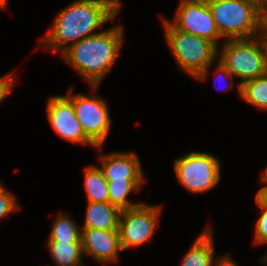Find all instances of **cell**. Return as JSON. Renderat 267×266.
Masks as SVG:
<instances>
[{
    "label": "cell",
    "instance_id": "obj_1",
    "mask_svg": "<svg viewBox=\"0 0 267 266\" xmlns=\"http://www.w3.org/2000/svg\"><path fill=\"white\" fill-rule=\"evenodd\" d=\"M122 6L121 0H73L54 15L39 46L60 55L71 44L101 32L106 23L118 18Z\"/></svg>",
    "mask_w": 267,
    "mask_h": 266
},
{
    "label": "cell",
    "instance_id": "obj_2",
    "mask_svg": "<svg viewBox=\"0 0 267 266\" xmlns=\"http://www.w3.org/2000/svg\"><path fill=\"white\" fill-rule=\"evenodd\" d=\"M124 26H110L101 32L71 44L61 54L89 85H100L111 71L124 44Z\"/></svg>",
    "mask_w": 267,
    "mask_h": 266
},
{
    "label": "cell",
    "instance_id": "obj_3",
    "mask_svg": "<svg viewBox=\"0 0 267 266\" xmlns=\"http://www.w3.org/2000/svg\"><path fill=\"white\" fill-rule=\"evenodd\" d=\"M164 37L180 70L196 81H206L218 57V48L209 40L176 29L161 15Z\"/></svg>",
    "mask_w": 267,
    "mask_h": 266
},
{
    "label": "cell",
    "instance_id": "obj_4",
    "mask_svg": "<svg viewBox=\"0 0 267 266\" xmlns=\"http://www.w3.org/2000/svg\"><path fill=\"white\" fill-rule=\"evenodd\" d=\"M217 60L239 79L236 85L241 96V85L245 81L267 73V39L259 35L253 38L225 40L218 47Z\"/></svg>",
    "mask_w": 267,
    "mask_h": 266
},
{
    "label": "cell",
    "instance_id": "obj_5",
    "mask_svg": "<svg viewBox=\"0 0 267 266\" xmlns=\"http://www.w3.org/2000/svg\"><path fill=\"white\" fill-rule=\"evenodd\" d=\"M207 3L224 40L261 35L262 15L257 5L243 0H207Z\"/></svg>",
    "mask_w": 267,
    "mask_h": 266
},
{
    "label": "cell",
    "instance_id": "obj_6",
    "mask_svg": "<svg viewBox=\"0 0 267 266\" xmlns=\"http://www.w3.org/2000/svg\"><path fill=\"white\" fill-rule=\"evenodd\" d=\"M221 159L213 153L192 151L175 158L174 175L191 194H202L216 188L222 179Z\"/></svg>",
    "mask_w": 267,
    "mask_h": 266
},
{
    "label": "cell",
    "instance_id": "obj_7",
    "mask_svg": "<svg viewBox=\"0 0 267 266\" xmlns=\"http://www.w3.org/2000/svg\"><path fill=\"white\" fill-rule=\"evenodd\" d=\"M100 85H89L87 94L74 93L70 86L66 96L72 101L75 115L85 135L96 145L105 146L112 126L110 109L106 98L97 92Z\"/></svg>",
    "mask_w": 267,
    "mask_h": 266
},
{
    "label": "cell",
    "instance_id": "obj_8",
    "mask_svg": "<svg viewBox=\"0 0 267 266\" xmlns=\"http://www.w3.org/2000/svg\"><path fill=\"white\" fill-rule=\"evenodd\" d=\"M162 210L161 205L143 202L139 206L121 211L118 231L123 252L152 241L160 225Z\"/></svg>",
    "mask_w": 267,
    "mask_h": 266
},
{
    "label": "cell",
    "instance_id": "obj_9",
    "mask_svg": "<svg viewBox=\"0 0 267 266\" xmlns=\"http://www.w3.org/2000/svg\"><path fill=\"white\" fill-rule=\"evenodd\" d=\"M179 3L174 20H168L176 29L207 39L217 48L225 41L219 34L207 1L180 0Z\"/></svg>",
    "mask_w": 267,
    "mask_h": 266
},
{
    "label": "cell",
    "instance_id": "obj_10",
    "mask_svg": "<svg viewBox=\"0 0 267 266\" xmlns=\"http://www.w3.org/2000/svg\"><path fill=\"white\" fill-rule=\"evenodd\" d=\"M46 115L51 128L66 141L90 146L101 153L104 146H96L84 133L78 121L72 101L65 95H53L47 100Z\"/></svg>",
    "mask_w": 267,
    "mask_h": 266
},
{
    "label": "cell",
    "instance_id": "obj_11",
    "mask_svg": "<svg viewBox=\"0 0 267 266\" xmlns=\"http://www.w3.org/2000/svg\"><path fill=\"white\" fill-rule=\"evenodd\" d=\"M81 240L84 256L92 257L103 266L119 261L123 250L118 230L82 228Z\"/></svg>",
    "mask_w": 267,
    "mask_h": 266
},
{
    "label": "cell",
    "instance_id": "obj_12",
    "mask_svg": "<svg viewBox=\"0 0 267 266\" xmlns=\"http://www.w3.org/2000/svg\"><path fill=\"white\" fill-rule=\"evenodd\" d=\"M102 154V155H101ZM99 153L100 165L107 181H125V179H145L141 160L135 152L113 151Z\"/></svg>",
    "mask_w": 267,
    "mask_h": 266
},
{
    "label": "cell",
    "instance_id": "obj_13",
    "mask_svg": "<svg viewBox=\"0 0 267 266\" xmlns=\"http://www.w3.org/2000/svg\"><path fill=\"white\" fill-rule=\"evenodd\" d=\"M182 257L181 266H218L228 254L217 255L213 227L207 224Z\"/></svg>",
    "mask_w": 267,
    "mask_h": 266
},
{
    "label": "cell",
    "instance_id": "obj_14",
    "mask_svg": "<svg viewBox=\"0 0 267 266\" xmlns=\"http://www.w3.org/2000/svg\"><path fill=\"white\" fill-rule=\"evenodd\" d=\"M121 210L110 203L87 201L84 223L81 228L118 230Z\"/></svg>",
    "mask_w": 267,
    "mask_h": 266
},
{
    "label": "cell",
    "instance_id": "obj_15",
    "mask_svg": "<svg viewBox=\"0 0 267 266\" xmlns=\"http://www.w3.org/2000/svg\"><path fill=\"white\" fill-rule=\"evenodd\" d=\"M146 179H125V181H108L109 203L118 207L121 211L134 208L143 201L133 202L130 194H138L142 190ZM129 195V196H128Z\"/></svg>",
    "mask_w": 267,
    "mask_h": 266
},
{
    "label": "cell",
    "instance_id": "obj_16",
    "mask_svg": "<svg viewBox=\"0 0 267 266\" xmlns=\"http://www.w3.org/2000/svg\"><path fill=\"white\" fill-rule=\"evenodd\" d=\"M54 266H85L82 243L46 241Z\"/></svg>",
    "mask_w": 267,
    "mask_h": 266
},
{
    "label": "cell",
    "instance_id": "obj_17",
    "mask_svg": "<svg viewBox=\"0 0 267 266\" xmlns=\"http://www.w3.org/2000/svg\"><path fill=\"white\" fill-rule=\"evenodd\" d=\"M84 188L87 201L94 203H109L108 181L102 169L94 164L84 169Z\"/></svg>",
    "mask_w": 267,
    "mask_h": 266
},
{
    "label": "cell",
    "instance_id": "obj_18",
    "mask_svg": "<svg viewBox=\"0 0 267 266\" xmlns=\"http://www.w3.org/2000/svg\"><path fill=\"white\" fill-rule=\"evenodd\" d=\"M47 241L82 243V228L67 213L59 212L52 222Z\"/></svg>",
    "mask_w": 267,
    "mask_h": 266
},
{
    "label": "cell",
    "instance_id": "obj_19",
    "mask_svg": "<svg viewBox=\"0 0 267 266\" xmlns=\"http://www.w3.org/2000/svg\"><path fill=\"white\" fill-rule=\"evenodd\" d=\"M241 99L260 110H267V73L241 85Z\"/></svg>",
    "mask_w": 267,
    "mask_h": 266
},
{
    "label": "cell",
    "instance_id": "obj_20",
    "mask_svg": "<svg viewBox=\"0 0 267 266\" xmlns=\"http://www.w3.org/2000/svg\"><path fill=\"white\" fill-rule=\"evenodd\" d=\"M255 202L261 211L254 225V244H267V191L259 189L255 196Z\"/></svg>",
    "mask_w": 267,
    "mask_h": 266
},
{
    "label": "cell",
    "instance_id": "obj_21",
    "mask_svg": "<svg viewBox=\"0 0 267 266\" xmlns=\"http://www.w3.org/2000/svg\"><path fill=\"white\" fill-rule=\"evenodd\" d=\"M22 207L18 201H16L12 192H10L2 183L0 182V221L1 219L9 216L10 214L21 210Z\"/></svg>",
    "mask_w": 267,
    "mask_h": 266
},
{
    "label": "cell",
    "instance_id": "obj_22",
    "mask_svg": "<svg viewBox=\"0 0 267 266\" xmlns=\"http://www.w3.org/2000/svg\"><path fill=\"white\" fill-rule=\"evenodd\" d=\"M214 65L216 66V71L214 70L213 72V77H214V82L217 83H221L222 82L225 83V85L221 86H217L214 83V87H216V89L220 90V91H229L232 90V88H234V76L228 71V69L218 60H216V62L214 63ZM225 80V81H224ZM229 82V83H228ZM219 83V85H220Z\"/></svg>",
    "mask_w": 267,
    "mask_h": 266
},
{
    "label": "cell",
    "instance_id": "obj_23",
    "mask_svg": "<svg viewBox=\"0 0 267 266\" xmlns=\"http://www.w3.org/2000/svg\"><path fill=\"white\" fill-rule=\"evenodd\" d=\"M14 71L7 72L5 75L0 76V104L3 100H5L11 92H13V89L16 87L17 78L16 74H14Z\"/></svg>",
    "mask_w": 267,
    "mask_h": 266
},
{
    "label": "cell",
    "instance_id": "obj_24",
    "mask_svg": "<svg viewBox=\"0 0 267 266\" xmlns=\"http://www.w3.org/2000/svg\"><path fill=\"white\" fill-rule=\"evenodd\" d=\"M228 253L226 258L218 266H240L236 260L233 259V256Z\"/></svg>",
    "mask_w": 267,
    "mask_h": 266
},
{
    "label": "cell",
    "instance_id": "obj_25",
    "mask_svg": "<svg viewBox=\"0 0 267 266\" xmlns=\"http://www.w3.org/2000/svg\"><path fill=\"white\" fill-rule=\"evenodd\" d=\"M260 184H262L263 186H261L259 189L267 191V165L264 168V170L262 171V174L260 176Z\"/></svg>",
    "mask_w": 267,
    "mask_h": 266
},
{
    "label": "cell",
    "instance_id": "obj_26",
    "mask_svg": "<svg viewBox=\"0 0 267 266\" xmlns=\"http://www.w3.org/2000/svg\"><path fill=\"white\" fill-rule=\"evenodd\" d=\"M261 35L267 39V11L262 15V33Z\"/></svg>",
    "mask_w": 267,
    "mask_h": 266
},
{
    "label": "cell",
    "instance_id": "obj_27",
    "mask_svg": "<svg viewBox=\"0 0 267 266\" xmlns=\"http://www.w3.org/2000/svg\"><path fill=\"white\" fill-rule=\"evenodd\" d=\"M258 10L261 15L267 11V0H258Z\"/></svg>",
    "mask_w": 267,
    "mask_h": 266
},
{
    "label": "cell",
    "instance_id": "obj_28",
    "mask_svg": "<svg viewBox=\"0 0 267 266\" xmlns=\"http://www.w3.org/2000/svg\"><path fill=\"white\" fill-rule=\"evenodd\" d=\"M8 5V0H0V9H7Z\"/></svg>",
    "mask_w": 267,
    "mask_h": 266
},
{
    "label": "cell",
    "instance_id": "obj_29",
    "mask_svg": "<svg viewBox=\"0 0 267 266\" xmlns=\"http://www.w3.org/2000/svg\"><path fill=\"white\" fill-rule=\"evenodd\" d=\"M260 259L267 262V244H266V249L264 251V254L262 255V257Z\"/></svg>",
    "mask_w": 267,
    "mask_h": 266
},
{
    "label": "cell",
    "instance_id": "obj_30",
    "mask_svg": "<svg viewBox=\"0 0 267 266\" xmlns=\"http://www.w3.org/2000/svg\"><path fill=\"white\" fill-rule=\"evenodd\" d=\"M243 1L258 5V0H243Z\"/></svg>",
    "mask_w": 267,
    "mask_h": 266
},
{
    "label": "cell",
    "instance_id": "obj_31",
    "mask_svg": "<svg viewBox=\"0 0 267 266\" xmlns=\"http://www.w3.org/2000/svg\"><path fill=\"white\" fill-rule=\"evenodd\" d=\"M262 266H267V262L263 261L262 259H259L258 261Z\"/></svg>",
    "mask_w": 267,
    "mask_h": 266
}]
</instances>
